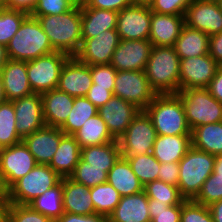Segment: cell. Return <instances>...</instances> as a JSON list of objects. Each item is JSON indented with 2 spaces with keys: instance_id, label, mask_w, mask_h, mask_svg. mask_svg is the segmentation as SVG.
Returning a JSON list of instances; mask_svg holds the SVG:
<instances>
[{
  "instance_id": "603a6c76",
  "label": "cell",
  "mask_w": 222,
  "mask_h": 222,
  "mask_svg": "<svg viewBox=\"0 0 222 222\" xmlns=\"http://www.w3.org/2000/svg\"><path fill=\"white\" fill-rule=\"evenodd\" d=\"M108 222H151L145 191L122 196Z\"/></svg>"
},
{
  "instance_id": "ffe728a7",
  "label": "cell",
  "mask_w": 222,
  "mask_h": 222,
  "mask_svg": "<svg viewBox=\"0 0 222 222\" xmlns=\"http://www.w3.org/2000/svg\"><path fill=\"white\" fill-rule=\"evenodd\" d=\"M65 136L58 127L44 126L32 134L24 137L22 141L35 158L37 164L49 165L59 144Z\"/></svg>"
},
{
  "instance_id": "7c38bea8",
  "label": "cell",
  "mask_w": 222,
  "mask_h": 222,
  "mask_svg": "<svg viewBox=\"0 0 222 222\" xmlns=\"http://www.w3.org/2000/svg\"><path fill=\"white\" fill-rule=\"evenodd\" d=\"M219 66L209 54L180 59L179 91L207 88Z\"/></svg>"
},
{
  "instance_id": "cb8c5ba5",
  "label": "cell",
  "mask_w": 222,
  "mask_h": 222,
  "mask_svg": "<svg viewBox=\"0 0 222 222\" xmlns=\"http://www.w3.org/2000/svg\"><path fill=\"white\" fill-rule=\"evenodd\" d=\"M45 125L60 128L68 118L74 104V97L53 89L41 94Z\"/></svg>"
},
{
  "instance_id": "74e56055",
  "label": "cell",
  "mask_w": 222,
  "mask_h": 222,
  "mask_svg": "<svg viewBox=\"0 0 222 222\" xmlns=\"http://www.w3.org/2000/svg\"><path fill=\"white\" fill-rule=\"evenodd\" d=\"M123 157L128 160L131 169L143 186L158 179L160 162L153 156L152 153L139 156Z\"/></svg>"
},
{
  "instance_id": "484cf974",
  "label": "cell",
  "mask_w": 222,
  "mask_h": 222,
  "mask_svg": "<svg viewBox=\"0 0 222 222\" xmlns=\"http://www.w3.org/2000/svg\"><path fill=\"white\" fill-rule=\"evenodd\" d=\"M118 12L81 7V33L82 39L96 37L103 31L117 28Z\"/></svg>"
},
{
  "instance_id": "f546056e",
  "label": "cell",
  "mask_w": 222,
  "mask_h": 222,
  "mask_svg": "<svg viewBox=\"0 0 222 222\" xmlns=\"http://www.w3.org/2000/svg\"><path fill=\"white\" fill-rule=\"evenodd\" d=\"M210 36L202 31L184 25L174 49L180 59L208 54Z\"/></svg>"
},
{
  "instance_id": "7dc6e473",
  "label": "cell",
  "mask_w": 222,
  "mask_h": 222,
  "mask_svg": "<svg viewBox=\"0 0 222 222\" xmlns=\"http://www.w3.org/2000/svg\"><path fill=\"white\" fill-rule=\"evenodd\" d=\"M117 70L110 64L91 65L92 81L96 87L107 88L113 93Z\"/></svg>"
},
{
  "instance_id": "680465c9",
  "label": "cell",
  "mask_w": 222,
  "mask_h": 222,
  "mask_svg": "<svg viewBox=\"0 0 222 222\" xmlns=\"http://www.w3.org/2000/svg\"><path fill=\"white\" fill-rule=\"evenodd\" d=\"M213 216L214 222H222V200L208 206Z\"/></svg>"
},
{
  "instance_id": "b9f144b4",
  "label": "cell",
  "mask_w": 222,
  "mask_h": 222,
  "mask_svg": "<svg viewBox=\"0 0 222 222\" xmlns=\"http://www.w3.org/2000/svg\"><path fill=\"white\" fill-rule=\"evenodd\" d=\"M193 200L205 206L222 200V175L212 173Z\"/></svg>"
},
{
  "instance_id": "52a82bcc",
  "label": "cell",
  "mask_w": 222,
  "mask_h": 222,
  "mask_svg": "<svg viewBox=\"0 0 222 222\" xmlns=\"http://www.w3.org/2000/svg\"><path fill=\"white\" fill-rule=\"evenodd\" d=\"M61 179L49 165L37 164L9 188L10 203L28 205L45 191L56 186Z\"/></svg>"
},
{
  "instance_id": "f5cc1de1",
  "label": "cell",
  "mask_w": 222,
  "mask_h": 222,
  "mask_svg": "<svg viewBox=\"0 0 222 222\" xmlns=\"http://www.w3.org/2000/svg\"><path fill=\"white\" fill-rule=\"evenodd\" d=\"M56 222H108V218L97 213L79 215L64 212Z\"/></svg>"
},
{
  "instance_id": "7402d4cb",
  "label": "cell",
  "mask_w": 222,
  "mask_h": 222,
  "mask_svg": "<svg viewBox=\"0 0 222 222\" xmlns=\"http://www.w3.org/2000/svg\"><path fill=\"white\" fill-rule=\"evenodd\" d=\"M184 25L185 17L183 15H167L151 11L148 40L153 46H174Z\"/></svg>"
},
{
  "instance_id": "277c9868",
  "label": "cell",
  "mask_w": 222,
  "mask_h": 222,
  "mask_svg": "<svg viewBox=\"0 0 222 222\" xmlns=\"http://www.w3.org/2000/svg\"><path fill=\"white\" fill-rule=\"evenodd\" d=\"M8 59L30 61L56 51L37 18L29 15L6 46Z\"/></svg>"
},
{
  "instance_id": "8992f818",
  "label": "cell",
  "mask_w": 222,
  "mask_h": 222,
  "mask_svg": "<svg viewBox=\"0 0 222 222\" xmlns=\"http://www.w3.org/2000/svg\"><path fill=\"white\" fill-rule=\"evenodd\" d=\"M177 94L182 101L191 130L200 125L222 121V103L216 100L206 88L185 89Z\"/></svg>"
},
{
  "instance_id": "f907efd6",
  "label": "cell",
  "mask_w": 222,
  "mask_h": 222,
  "mask_svg": "<svg viewBox=\"0 0 222 222\" xmlns=\"http://www.w3.org/2000/svg\"><path fill=\"white\" fill-rule=\"evenodd\" d=\"M158 179L167 184L178 186L179 182V163H160Z\"/></svg>"
},
{
  "instance_id": "d590c367",
  "label": "cell",
  "mask_w": 222,
  "mask_h": 222,
  "mask_svg": "<svg viewBox=\"0 0 222 222\" xmlns=\"http://www.w3.org/2000/svg\"><path fill=\"white\" fill-rule=\"evenodd\" d=\"M90 195L94 204L95 213L107 218L112 214L122 197L108 182L91 187Z\"/></svg>"
},
{
  "instance_id": "d6986e66",
  "label": "cell",
  "mask_w": 222,
  "mask_h": 222,
  "mask_svg": "<svg viewBox=\"0 0 222 222\" xmlns=\"http://www.w3.org/2000/svg\"><path fill=\"white\" fill-rule=\"evenodd\" d=\"M91 66L71 56L64 64L57 89L73 97L86 96L92 86Z\"/></svg>"
},
{
  "instance_id": "d4e9b609",
  "label": "cell",
  "mask_w": 222,
  "mask_h": 222,
  "mask_svg": "<svg viewBox=\"0 0 222 222\" xmlns=\"http://www.w3.org/2000/svg\"><path fill=\"white\" fill-rule=\"evenodd\" d=\"M64 212L79 215H91L95 208L90 195V187L79 184L69 177L63 178Z\"/></svg>"
},
{
  "instance_id": "7bdbcfd3",
  "label": "cell",
  "mask_w": 222,
  "mask_h": 222,
  "mask_svg": "<svg viewBox=\"0 0 222 222\" xmlns=\"http://www.w3.org/2000/svg\"><path fill=\"white\" fill-rule=\"evenodd\" d=\"M151 222H180L181 205H169L148 198Z\"/></svg>"
},
{
  "instance_id": "4316f807",
  "label": "cell",
  "mask_w": 222,
  "mask_h": 222,
  "mask_svg": "<svg viewBox=\"0 0 222 222\" xmlns=\"http://www.w3.org/2000/svg\"><path fill=\"white\" fill-rule=\"evenodd\" d=\"M191 147V135H157L152 154L160 163L179 162Z\"/></svg>"
},
{
  "instance_id": "8fae6325",
  "label": "cell",
  "mask_w": 222,
  "mask_h": 222,
  "mask_svg": "<svg viewBox=\"0 0 222 222\" xmlns=\"http://www.w3.org/2000/svg\"><path fill=\"white\" fill-rule=\"evenodd\" d=\"M120 43L117 29L103 31L96 37L82 39L81 46L74 57L83 64H110L112 55Z\"/></svg>"
},
{
  "instance_id": "ac0fdd59",
  "label": "cell",
  "mask_w": 222,
  "mask_h": 222,
  "mask_svg": "<svg viewBox=\"0 0 222 222\" xmlns=\"http://www.w3.org/2000/svg\"><path fill=\"white\" fill-rule=\"evenodd\" d=\"M140 112L134 104L114 96L98 109L111 136L118 140L127 130L134 117Z\"/></svg>"
},
{
  "instance_id": "03108f58",
  "label": "cell",
  "mask_w": 222,
  "mask_h": 222,
  "mask_svg": "<svg viewBox=\"0 0 222 222\" xmlns=\"http://www.w3.org/2000/svg\"><path fill=\"white\" fill-rule=\"evenodd\" d=\"M6 0H0V8H5Z\"/></svg>"
},
{
  "instance_id": "4fadbf2b",
  "label": "cell",
  "mask_w": 222,
  "mask_h": 222,
  "mask_svg": "<svg viewBox=\"0 0 222 222\" xmlns=\"http://www.w3.org/2000/svg\"><path fill=\"white\" fill-rule=\"evenodd\" d=\"M36 165L35 158L23 141L0 149V169L8 188Z\"/></svg>"
},
{
  "instance_id": "a7ac6f4b",
  "label": "cell",
  "mask_w": 222,
  "mask_h": 222,
  "mask_svg": "<svg viewBox=\"0 0 222 222\" xmlns=\"http://www.w3.org/2000/svg\"><path fill=\"white\" fill-rule=\"evenodd\" d=\"M218 5H219L220 10L222 11V0H220V1L218 2Z\"/></svg>"
},
{
  "instance_id": "9a60e30c",
  "label": "cell",
  "mask_w": 222,
  "mask_h": 222,
  "mask_svg": "<svg viewBox=\"0 0 222 222\" xmlns=\"http://www.w3.org/2000/svg\"><path fill=\"white\" fill-rule=\"evenodd\" d=\"M153 45L147 40H120L110 65L117 71H145Z\"/></svg>"
},
{
  "instance_id": "9f6ffc18",
  "label": "cell",
  "mask_w": 222,
  "mask_h": 222,
  "mask_svg": "<svg viewBox=\"0 0 222 222\" xmlns=\"http://www.w3.org/2000/svg\"><path fill=\"white\" fill-rule=\"evenodd\" d=\"M37 3L38 0H6L5 8L22 10L31 14Z\"/></svg>"
},
{
  "instance_id": "60d3db41",
  "label": "cell",
  "mask_w": 222,
  "mask_h": 222,
  "mask_svg": "<svg viewBox=\"0 0 222 222\" xmlns=\"http://www.w3.org/2000/svg\"><path fill=\"white\" fill-rule=\"evenodd\" d=\"M69 178L91 188L107 182L106 167L87 166L81 158Z\"/></svg>"
},
{
  "instance_id": "bcb514c9",
  "label": "cell",
  "mask_w": 222,
  "mask_h": 222,
  "mask_svg": "<svg viewBox=\"0 0 222 222\" xmlns=\"http://www.w3.org/2000/svg\"><path fill=\"white\" fill-rule=\"evenodd\" d=\"M8 222H54L51 218L34 211L29 205L10 204Z\"/></svg>"
},
{
  "instance_id": "2e32d148",
  "label": "cell",
  "mask_w": 222,
  "mask_h": 222,
  "mask_svg": "<svg viewBox=\"0 0 222 222\" xmlns=\"http://www.w3.org/2000/svg\"><path fill=\"white\" fill-rule=\"evenodd\" d=\"M12 102L16 130L22 139L45 126L41 94L32 93Z\"/></svg>"
},
{
  "instance_id": "ee69618b",
  "label": "cell",
  "mask_w": 222,
  "mask_h": 222,
  "mask_svg": "<svg viewBox=\"0 0 222 222\" xmlns=\"http://www.w3.org/2000/svg\"><path fill=\"white\" fill-rule=\"evenodd\" d=\"M180 222H214L208 206L192 200H185L181 205Z\"/></svg>"
},
{
  "instance_id": "6125c7cd",
  "label": "cell",
  "mask_w": 222,
  "mask_h": 222,
  "mask_svg": "<svg viewBox=\"0 0 222 222\" xmlns=\"http://www.w3.org/2000/svg\"><path fill=\"white\" fill-rule=\"evenodd\" d=\"M0 195H9V188L5 184V180L2 176L1 169H0Z\"/></svg>"
},
{
  "instance_id": "e575fe53",
  "label": "cell",
  "mask_w": 222,
  "mask_h": 222,
  "mask_svg": "<svg viewBox=\"0 0 222 222\" xmlns=\"http://www.w3.org/2000/svg\"><path fill=\"white\" fill-rule=\"evenodd\" d=\"M98 114V108L85 96L74 97V104L65 123L60 127L65 135H74L89 118Z\"/></svg>"
},
{
  "instance_id": "816d5d0a",
  "label": "cell",
  "mask_w": 222,
  "mask_h": 222,
  "mask_svg": "<svg viewBox=\"0 0 222 222\" xmlns=\"http://www.w3.org/2000/svg\"><path fill=\"white\" fill-rule=\"evenodd\" d=\"M85 97L99 109L113 97V93L107 88L96 87L93 83Z\"/></svg>"
},
{
  "instance_id": "5bb4252c",
  "label": "cell",
  "mask_w": 222,
  "mask_h": 222,
  "mask_svg": "<svg viewBox=\"0 0 222 222\" xmlns=\"http://www.w3.org/2000/svg\"><path fill=\"white\" fill-rule=\"evenodd\" d=\"M150 27L149 6L131 5L118 12L116 29L120 40H147Z\"/></svg>"
},
{
  "instance_id": "91938a15",
  "label": "cell",
  "mask_w": 222,
  "mask_h": 222,
  "mask_svg": "<svg viewBox=\"0 0 222 222\" xmlns=\"http://www.w3.org/2000/svg\"><path fill=\"white\" fill-rule=\"evenodd\" d=\"M212 173L222 175V154L215 156L214 168Z\"/></svg>"
},
{
  "instance_id": "c3c4849f",
  "label": "cell",
  "mask_w": 222,
  "mask_h": 222,
  "mask_svg": "<svg viewBox=\"0 0 222 222\" xmlns=\"http://www.w3.org/2000/svg\"><path fill=\"white\" fill-rule=\"evenodd\" d=\"M193 0H154L151 4V11L167 15L185 16L187 7Z\"/></svg>"
},
{
  "instance_id": "30bf717a",
  "label": "cell",
  "mask_w": 222,
  "mask_h": 222,
  "mask_svg": "<svg viewBox=\"0 0 222 222\" xmlns=\"http://www.w3.org/2000/svg\"><path fill=\"white\" fill-rule=\"evenodd\" d=\"M113 95L138 109L145 110L157 93L152 89L145 71H117Z\"/></svg>"
},
{
  "instance_id": "11a10c76",
  "label": "cell",
  "mask_w": 222,
  "mask_h": 222,
  "mask_svg": "<svg viewBox=\"0 0 222 222\" xmlns=\"http://www.w3.org/2000/svg\"><path fill=\"white\" fill-rule=\"evenodd\" d=\"M206 89L216 100L222 103V65L218 67L214 78Z\"/></svg>"
},
{
  "instance_id": "9c48e42d",
  "label": "cell",
  "mask_w": 222,
  "mask_h": 222,
  "mask_svg": "<svg viewBox=\"0 0 222 222\" xmlns=\"http://www.w3.org/2000/svg\"><path fill=\"white\" fill-rule=\"evenodd\" d=\"M157 132L145 110L134 117L125 133L118 139L121 156H139L152 153Z\"/></svg>"
},
{
  "instance_id": "5b68a950",
  "label": "cell",
  "mask_w": 222,
  "mask_h": 222,
  "mask_svg": "<svg viewBox=\"0 0 222 222\" xmlns=\"http://www.w3.org/2000/svg\"><path fill=\"white\" fill-rule=\"evenodd\" d=\"M215 156L191 147L179 163L180 194L186 200L194 199L212 174Z\"/></svg>"
},
{
  "instance_id": "be15d7a7",
  "label": "cell",
  "mask_w": 222,
  "mask_h": 222,
  "mask_svg": "<svg viewBox=\"0 0 222 222\" xmlns=\"http://www.w3.org/2000/svg\"><path fill=\"white\" fill-rule=\"evenodd\" d=\"M132 5L151 6L154 0H131Z\"/></svg>"
},
{
  "instance_id": "44dd1931",
  "label": "cell",
  "mask_w": 222,
  "mask_h": 222,
  "mask_svg": "<svg viewBox=\"0 0 222 222\" xmlns=\"http://www.w3.org/2000/svg\"><path fill=\"white\" fill-rule=\"evenodd\" d=\"M7 101H14L32 93L27 75V61L8 59L0 70Z\"/></svg>"
},
{
  "instance_id": "8d00e7d4",
  "label": "cell",
  "mask_w": 222,
  "mask_h": 222,
  "mask_svg": "<svg viewBox=\"0 0 222 222\" xmlns=\"http://www.w3.org/2000/svg\"><path fill=\"white\" fill-rule=\"evenodd\" d=\"M22 141L16 130V117L13 102L0 104V149Z\"/></svg>"
},
{
  "instance_id": "db71d44e",
  "label": "cell",
  "mask_w": 222,
  "mask_h": 222,
  "mask_svg": "<svg viewBox=\"0 0 222 222\" xmlns=\"http://www.w3.org/2000/svg\"><path fill=\"white\" fill-rule=\"evenodd\" d=\"M208 54L222 65V32L210 36Z\"/></svg>"
},
{
  "instance_id": "6f0895ef",
  "label": "cell",
  "mask_w": 222,
  "mask_h": 222,
  "mask_svg": "<svg viewBox=\"0 0 222 222\" xmlns=\"http://www.w3.org/2000/svg\"><path fill=\"white\" fill-rule=\"evenodd\" d=\"M9 195H0V222H8Z\"/></svg>"
},
{
  "instance_id": "003e7915",
  "label": "cell",
  "mask_w": 222,
  "mask_h": 222,
  "mask_svg": "<svg viewBox=\"0 0 222 222\" xmlns=\"http://www.w3.org/2000/svg\"><path fill=\"white\" fill-rule=\"evenodd\" d=\"M203 1H207V2H216V3H218L220 0H203Z\"/></svg>"
},
{
  "instance_id": "681fc988",
  "label": "cell",
  "mask_w": 222,
  "mask_h": 222,
  "mask_svg": "<svg viewBox=\"0 0 222 222\" xmlns=\"http://www.w3.org/2000/svg\"><path fill=\"white\" fill-rule=\"evenodd\" d=\"M81 7H92L110 11L120 12L122 9L132 5L131 0H81Z\"/></svg>"
},
{
  "instance_id": "f35d334b",
  "label": "cell",
  "mask_w": 222,
  "mask_h": 222,
  "mask_svg": "<svg viewBox=\"0 0 222 222\" xmlns=\"http://www.w3.org/2000/svg\"><path fill=\"white\" fill-rule=\"evenodd\" d=\"M144 191L148 198L168 203L171 205H182L186 200L179 191L178 186L167 184L159 179L149 182L144 186Z\"/></svg>"
},
{
  "instance_id": "ab89813d",
  "label": "cell",
  "mask_w": 222,
  "mask_h": 222,
  "mask_svg": "<svg viewBox=\"0 0 222 222\" xmlns=\"http://www.w3.org/2000/svg\"><path fill=\"white\" fill-rule=\"evenodd\" d=\"M29 15L22 10L0 8V43L7 46Z\"/></svg>"
},
{
  "instance_id": "7a4b0ae2",
  "label": "cell",
  "mask_w": 222,
  "mask_h": 222,
  "mask_svg": "<svg viewBox=\"0 0 222 222\" xmlns=\"http://www.w3.org/2000/svg\"><path fill=\"white\" fill-rule=\"evenodd\" d=\"M150 86L157 94L179 92L180 57L173 46H153L145 68Z\"/></svg>"
},
{
  "instance_id": "f6af8a7d",
  "label": "cell",
  "mask_w": 222,
  "mask_h": 222,
  "mask_svg": "<svg viewBox=\"0 0 222 222\" xmlns=\"http://www.w3.org/2000/svg\"><path fill=\"white\" fill-rule=\"evenodd\" d=\"M78 0H38L31 16L60 15L71 10Z\"/></svg>"
},
{
  "instance_id": "4dcf8cb0",
  "label": "cell",
  "mask_w": 222,
  "mask_h": 222,
  "mask_svg": "<svg viewBox=\"0 0 222 222\" xmlns=\"http://www.w3.org/2000/svg\"><path fill=\"white\" fill-rule=\"evenodd\" d=\"M192 147L213 156L222 154V121L191 130Z\"/></svg>"
},
{
  "instance_id": "1f68e13d",
  "label": "cell",
  "mask_w": 222,
  "mask_h": 222,
  "mask_svg": "<svg viewBox=\"0 0 222 222\" xmlns=\"http://www.w3.org/2000/svg\"><path fill=\"white\" fill-rule=\"evenodd\" d=\"M120 156L118 140L81 148V158L87 162V166L106 167L107 174Z\"/></svg>"
},
{
  "instance_id": "6da1fadb",
  "label": "cell",
  "mask_w": 222,
  "mask_h": 222,
  "mask_svg": "<svg viewBox=\"0 0 222 222\" xmlns=\"http://www.w3.org/2000/svg\"><path fill=\"white\" fill-rule=\"evenodd\" d=\"M32 17L38 19L56 51L70 56L78 52L82 42L80 1L66 13Z\"/></svg>"
},
{
  "instance_id": "94428289",
  "label": "cell",
  "mask_w": 222,
  "mask_h": 222,
  "mask_svg": "<svg viewBox=\"0 0 222 222\" xmlns=\"http://www.w3.org/2000/svg\"><path fill=\"white\" fill-rule=\"evenodd\" d=\"M7 61H8L7 48L5 45L0 43V70L7 63Z\"/></svg>"
},
{
  "instance_id": "ba28073f",
  "label": "cell",
  "mask_w": 222,
  "mask_h": 222,
  "mask_svg": "<svg viewBox=\"0 0 222 222\" xmlns=\"http://www.w3.org/2000/svg\"><path fill=\"white\" fill-rule=\"evenodd\" d=\"M70 57L64 52L54 51L27 61V75L32 91L43 94L57 89L61 70Z\"/></svg>"
},
{
  "instance_id": "836d02e7",
  "label": "cell",
  "mask_w": 222,
  "mask_h": 222,
  "mask_svg": "<svg viewBox=\"0 0 222 222\" xmlns=\"http://www.w3.org/2000/svg\"><path fill=\"white\" fill-rule=\"evenodd\" d=\"M63 178L54 187L45 191L42 195L35 198L28 205L46 217L56 222L64 213L63 208Z\"/></svg>"
},
{
  "instance_id": "3957f363",
  "label": "cell",
  "mask_w": 222,
  "mask_h": 222,
  "mask_svg": "<svg viewBox=\"0 0 222 222\" xmlns=\"http://www.w3.org/2000/svg\"><path fill=\"white\" fill-rule=\"evenodd\" d=\"M150 116L157 135H191L180 96L157 94L145 109Z\"/></svg>"
},
{
  "instance_id": "d6a6232c",
  "label": "cell",
  "mask_w": 222,
  "mask_h": 222,
  "mask_svg": "<svg viewBox=\"0 0 222 222\" xmlns=\"http://www.w3.org/2000/svg\"><path fill=\"white\" fill-rule=\"evenodd\" d=\"M80 148L93 145H102L113 142L115 139L109 133L106 123L99 114L89 118L73 135Z\"/></svg>"
},
{
  "instance_id": "e7e4bbea",
  "label": "cell",
  "mask_w": 222,
  "mask_h": 222,
  "mask_svg": "<svg viewBox=\"0 0 222 222\" xmlns=\"http://www.w3.org/2000/svg\"><path fill=\"white\" fill-rule=\"evenodd\" d=\"M6 97L4 94V86H3V79H2V75L0 73V104L6 102Z\"/></svg>"
},
{
  "instance_id": "f1b7e54d",
  "label": "cell",
  "mask_w": 222,
  "mask_h": 222,
  "mask_svg": "<svg viewBox=\"0 0 222 222\" xmlns=\"http://www.w3.org/2000/svg\"><path fill=\"white\" fill-rule=\"evenodd\" d=\"M107 182L111 184L121 196H128L144 190L143 184L134 174L128 160L120 156L107 174Z\"/></svg>"
},
{
  "instance_id": "83f0119b",
  "label": "cell",
  "mask_w": 222,
  "mask_h": 222,
  "mask_svg": "<svg viewBox=\"0 0 222 222\" xmlns=\"http://www.w3.org/2000/svg\"><path fill=\"white\" fill-rule=\"evenodd\" d=\"M81 148L73 135H65L49 163V166L61 177H69L79 160Z\"/></svg>"
},
{
  "instance_id": "e0dca14e",
  "label": "cell",
  "mask_w": 222,
  "mask_h": 222,
  "mask_svg": "<svg viewBox=\"0 0 222 222\" xmlns=\"http://www.w3.org/2000/svg\"><path fill=\"white\" fill-rule=\"evenodd\" d=\"M184 17L185 25L208 36L222 32V11L216 2L193 0Z\"/></svg>"
}]
</instances>
